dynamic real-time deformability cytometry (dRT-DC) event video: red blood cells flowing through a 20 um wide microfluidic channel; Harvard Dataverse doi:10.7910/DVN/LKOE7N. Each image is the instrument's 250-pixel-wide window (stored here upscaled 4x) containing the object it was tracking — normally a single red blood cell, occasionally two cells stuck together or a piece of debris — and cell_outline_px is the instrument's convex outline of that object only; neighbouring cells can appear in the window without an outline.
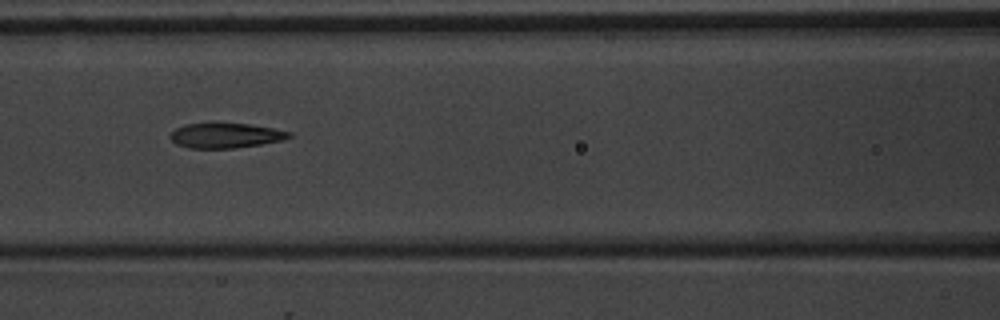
{"species": "common noctule bat (a hibernating species)", "species_latin": "Nyctalus noctula", "temperature_condition": "warm", "stored_images_in_passage": 4, "camera_frame_rate_fps": 3000, "um_per_image_px": 0.085, "animal": {"sex": "male", "body_mass_g": 20.1, "forearm_length_mm": 53.5}, "frame": {"image": 1, "passage_image": 3, "time_ms": 2.333, "image_size_px": [1000, 320], "cell_outline_px": [[292, 136], [284, 140], [260, 144], [232, 148], [188, 148], [176, 144], [168, 136], [176, 128], [184, 124], [216, 120], [248, 124], [272, 128], [292, 132]], "centroid_in_image_um": [19.13, 11.47], "position_along_channel_um": 147.5, "area_um2": 17.98}}
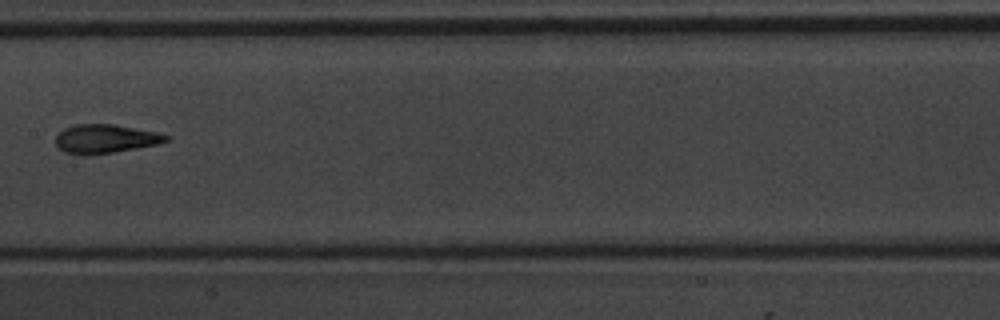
{"frame": {"image": 2, "passage_image": 4, "time_ms": 3.667, "image_size_px": [1000, 320], "cell_outline_px": [[172, 140], [156, 144], [136, 148], [88, 156], [84, 156], [64, 152], [56, 144], [56, 136], [64, 128], [72, 124], [116, 124], [156, 132], [168, 136]], "centroid_in_image_um": [8.93, 11.8], "position_along_channel_um": 198.5, "area_um2": 18.61}}